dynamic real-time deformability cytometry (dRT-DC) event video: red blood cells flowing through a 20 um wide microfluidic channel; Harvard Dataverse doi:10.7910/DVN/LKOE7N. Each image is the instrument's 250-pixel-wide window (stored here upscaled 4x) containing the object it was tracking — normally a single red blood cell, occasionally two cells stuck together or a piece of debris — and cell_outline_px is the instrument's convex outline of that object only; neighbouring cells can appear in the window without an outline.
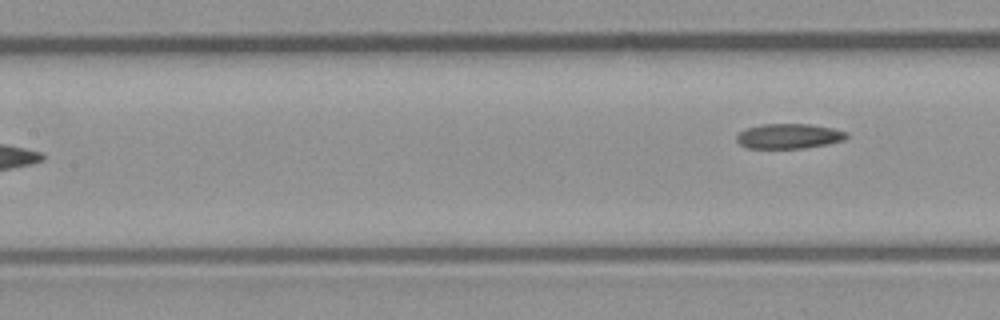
{"species": "common noctule bat (a hibernating species)", "species_latin": "Nyctalus noctula", "temperature_condition": "room temperature", "stored_images_in_passage": 6, "segment_of_instrument_passage": [2, 2], "camera_frame_rate_fps": 3000, "um_per_image_px": 0.085, "animal": {"sex": "male", "body_mass_g": 23.1, "forearm_length_mm": 52.7}, "frame": {"image": 1, "passage_image": 6, "time_ms": 6.0, "image_size_px": [1000, 320], "cell_outline_px": [[848, 136], [844, 140], [828, 144], [804, 148], [748, 148], [740, 144], [736, 140], [736, 136], [744, 128], [760, 124], [812, 124], [832, 128], [848, 132]], "centroid_in_image_um": [67.05, 11.56], "position_along_channel_um": 140.3, "area_um2": 16.13}}